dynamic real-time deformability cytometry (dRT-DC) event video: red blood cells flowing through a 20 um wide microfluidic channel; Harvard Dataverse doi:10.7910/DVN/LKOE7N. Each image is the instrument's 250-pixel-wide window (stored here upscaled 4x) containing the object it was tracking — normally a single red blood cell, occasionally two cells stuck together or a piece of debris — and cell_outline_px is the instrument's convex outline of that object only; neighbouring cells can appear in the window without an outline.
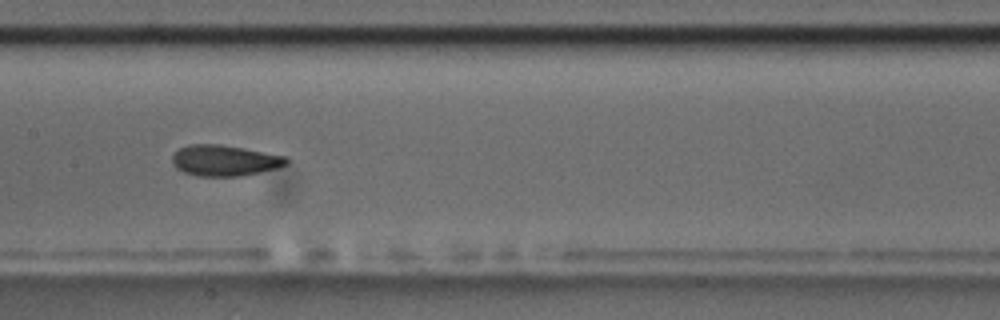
{"species": "common noctule bat (a hibernating species)", "species_latin": "Nyctalus noctula", "temperature_condition": "room temperature", "stored_images_in_passage": 14, "camera_frame_rate_fps": 3000, "um_per_image_px": 0.085, "animal": {"sex": "male", "body_mass_g": 17.5, "forearm_length_mm": 52.3}, "frame": {"image": 1, "passage_image": 7, "time_ms": 8.0, "image_size_px": [1000, 320], "cell_outline_px": [[288, 164], [276, 168], [260, 172], [240, 176], [196, 176], [184, 172], [176, 168], [172, 164], [172, 156], [180, 148], [188, 144], [220, 144], [284, 156], [288, 160]], "centroid_in_image_um": [19.05, 13.65], "position_along_channel_um": 188.4, "area_um2": 20.4}}
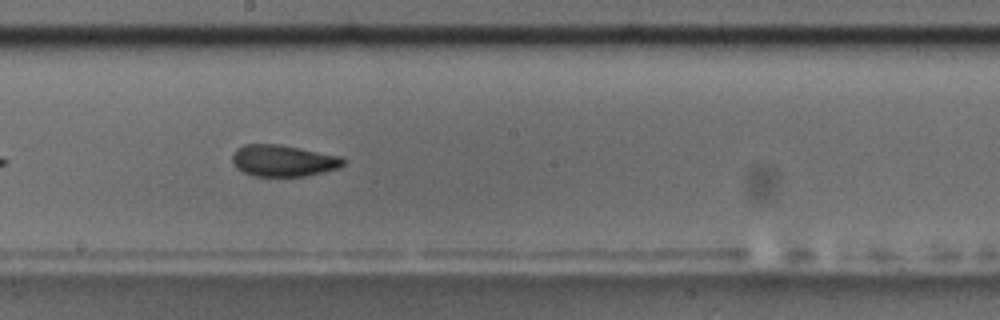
{"frame": {"image": 2, "passage_image": 8, "time_ms": 9.0, "image_size_px": [1000, 320], "cell_outline_px": [[344, 164], [336, 168], [324, 172], [304, 176], [252, 176], [236, 168], [232, 160], [232, 152], [236, 148], [244, 144], [280, 144], [340, 156], [344, 160]], "centroid_in_image_um": [24.02, 13.65], "position_along_channel_um": 224.2, "area_um2": 20.4}, "authors_computed_cell_mechanics": {"area_um2": 20.7502, "velocity_mm_per_s": 3.6007, "shape_relaxation_time_tau1_ms": 3.9065, "shape_relaxation_time_tau2_ms": 1.823, "deformation_change_tau1": 0.1146, "deformation_change_tau2": 0.0638}}